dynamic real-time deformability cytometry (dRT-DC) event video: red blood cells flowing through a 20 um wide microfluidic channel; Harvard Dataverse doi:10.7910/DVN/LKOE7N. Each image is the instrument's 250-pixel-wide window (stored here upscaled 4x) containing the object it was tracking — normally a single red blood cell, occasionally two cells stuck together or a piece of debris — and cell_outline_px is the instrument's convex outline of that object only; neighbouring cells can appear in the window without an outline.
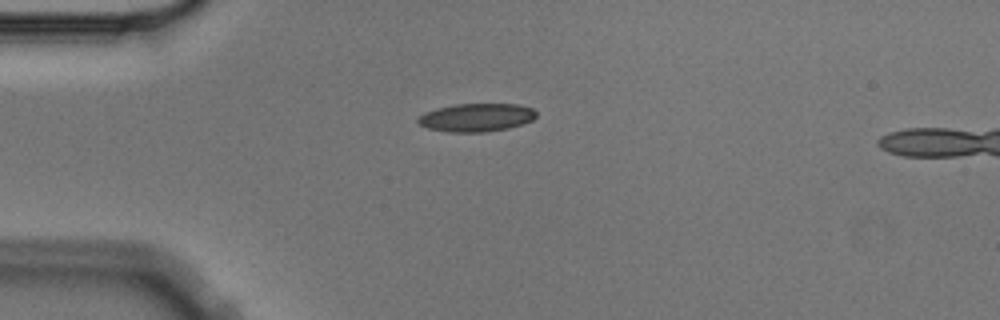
{"species": "Egyptian fruit bat (a non-hibernating species)", "species_latin": "Rousettus aegyptiacus", "temperature_condition": "cold", "stored_images_in_passage": 5, "camera_frame_rate_fps": 3000, "um_per_image_px": 0.085, "animal": {"sex": "male"}, "frame": {"image": 1, "passage_image": 1, "time_ms": 0.0, "image_size_px": [1000, 320], "cell_outline_px": [[536, 116], [532, 120], [524, 124], [508, 128], [484, 132], [448, 132], [428, 128], [420, 124], [416, 120], [424, 112], [436, 108], [456, 104], [520, 104], [532, 108], [536, 112]], "centroid_in_image_um": [40.51, 9.98], "position_along_channel_um": 44.5, "area_um2": 19.48}}
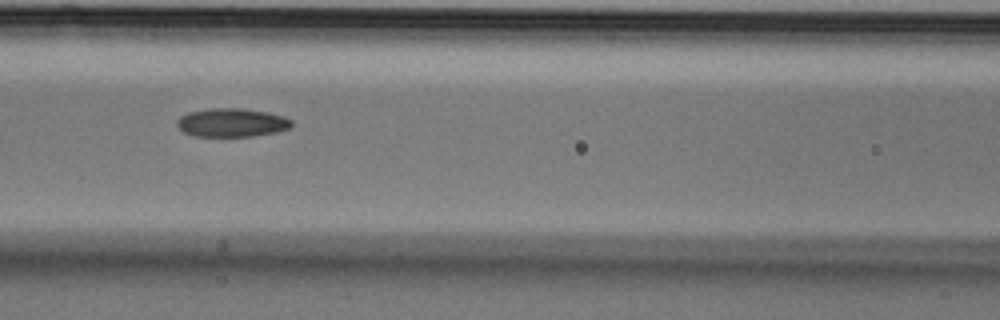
{"frame": {"image": 2, "passage_image": 4, "time_ms": 1.0, "image_size_px": [1000, 320], "cell_outline_px": [[292, 124], [288, 128], [276, 132], [252, 136], [192, 136], [184, 132], [176, 124], [176, 120], [180, 116], [188, 112], [208, 108], [240, 108], [268, 112], [284, 116], [292, 120]], "centroid_in_image_um": [19.67, 10.41], "position_along_channel_um": 146.9, "area_um2": 19.13}}
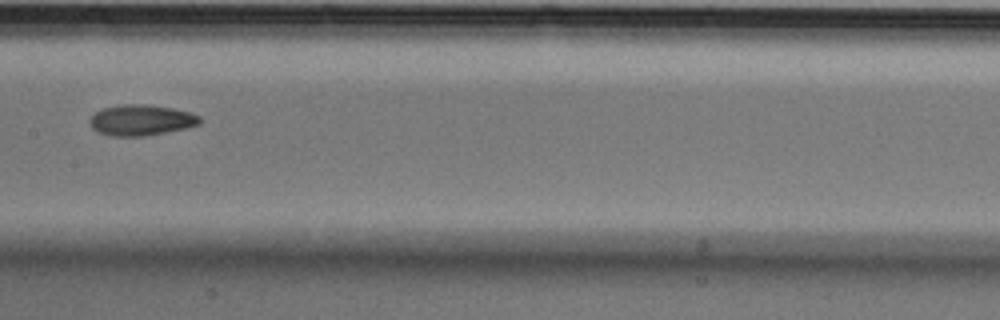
{"frame": {"image": 3, "passage_image": 5, "time_ms": 1.333, "image_size_px": [1000, 320], "cell_outline_px": [[200, 124], [188, 128], [144, 136], [112, 136], [100, 132], [92, 128], [88, 124], [88, 120], [96, 112], [104, 108], [120, 104], [144, 104], [172, 108], [188, 112], [200, 116]], "centroid_in_image_um": [11.99, 10.21], "position_along_channel_um": 195.4, "area_um2": 19.71}}